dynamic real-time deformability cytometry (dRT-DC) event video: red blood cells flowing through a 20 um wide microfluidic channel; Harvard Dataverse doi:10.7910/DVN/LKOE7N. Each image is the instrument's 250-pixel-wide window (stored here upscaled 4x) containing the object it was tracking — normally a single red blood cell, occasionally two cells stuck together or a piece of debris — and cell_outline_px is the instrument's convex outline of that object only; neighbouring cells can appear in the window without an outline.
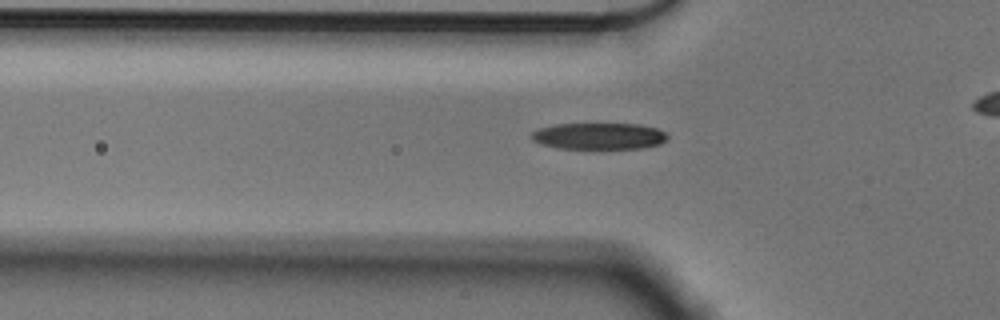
{"species": "Egyptian fruit bat (a non-hibernating species)", "species_latin": "Rousettus aegyptiacus", "temperature_condition": "cold", "stored_images_in_passage": 37, "camera_frame_rate_fps": 3000, "um_per_image_px": 0.085, "animal": {"sex": "male"}, "frame": {"image": 1, "passage_image": 7, "time_ms": 2.0, "image_size_px": [1000, 320], "cell_outline_px": [[668, 140], [660, 144], [644, 148], [560, 148], [540, 144], [532, 140], [532, 132], [540, 128], [556, 124], [640, 124], [656, 128], [664, 132], [668, 136]], "centroid_in_image_um": [50.94, 11.57], "position_along_channel_um": 74.9, "area_um2": 20.92}}
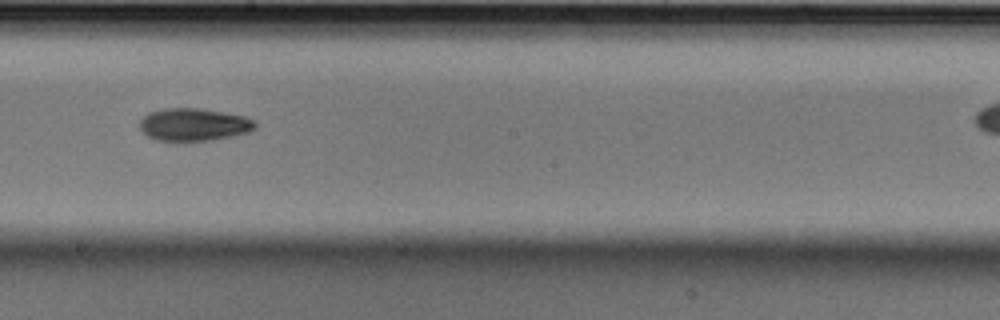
{"frame": {"image": 2, "passage_image": 20, "time_ms": 6.333, "image_size_px": [1000, 320], "cell_outline_px": [[256, 128], [248, 132], [236, 136], [212, 140], [156, 140], [148, 136], [140, 128], [140, 120], [148, 112], [164, 108], [200, 108], [224, 112], [244, 116], [256, 120]], "centroid_in_image_um": [16.51, 10.58], "position_along_channel_um": 231.7, "area_um2": 22.02}}
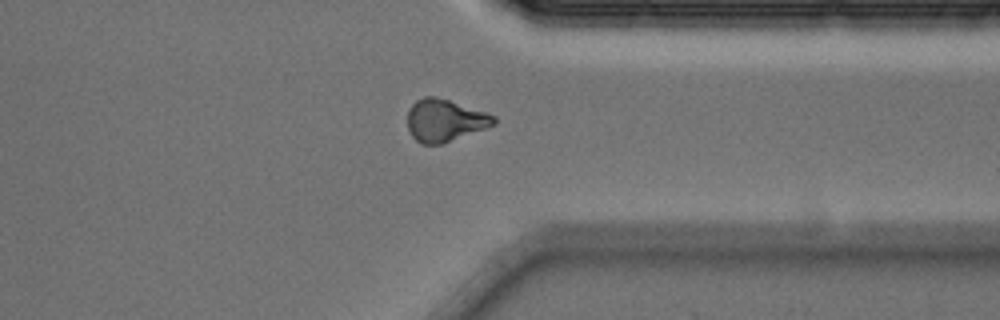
{"frame": {"image": 3, "passage_image": 32, "time_ms": 10.333, "image_size_px": [1000, 320], "cell_outline_px": [[496, 124], [440, 144], [420, 144], [412, 136], [408, 128], [408, 108], [416, 100], [424, 96], [436, 96], [488, 112], [496, 116]], "centroid_in_image_um": [37.8, 10.21], "position_along_channel_um": 373.6, "area_um2": 21.27}}